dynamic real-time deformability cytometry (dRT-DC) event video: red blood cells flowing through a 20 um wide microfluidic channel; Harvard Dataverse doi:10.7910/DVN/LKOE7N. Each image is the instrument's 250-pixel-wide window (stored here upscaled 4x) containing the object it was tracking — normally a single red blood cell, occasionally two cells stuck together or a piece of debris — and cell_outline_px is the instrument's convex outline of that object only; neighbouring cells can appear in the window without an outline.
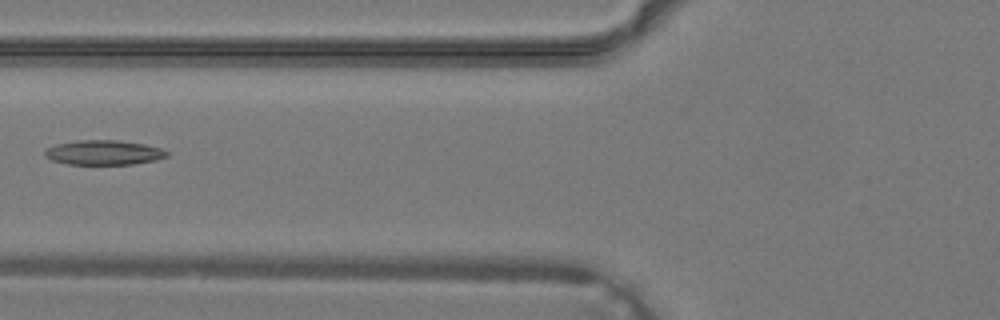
{"species": "common noctule bat (a hibernating species)", "species_latin": "Nyctalus noctula", "temperature_condition": "warm", "stored_images_in_passage": 33, "camera_frame_rate_fps": 3000, "um_per_image_px": 0.085, "animal": {"sex": "male", "body_mass_g": 19.2, "forearm_length_mm": 51.8}, "frame": {"image": 1, "passage_image": 10, "time_ms": 3.0, "image_size_px": [1000, 320], "cell_outline_px": [[168, 156], [156, 160], [132, 164], [68, 164], [52, 160], [44, 156], [44, 152], [48, 148], [56, 144], [76, 140], [116, 140], [144, 144], [160, 148], [168, 152]], "centroid_in_image_um": [8.81, 12.96], "position_along_channel_um": 117.0, "area_um2": 17.46}}
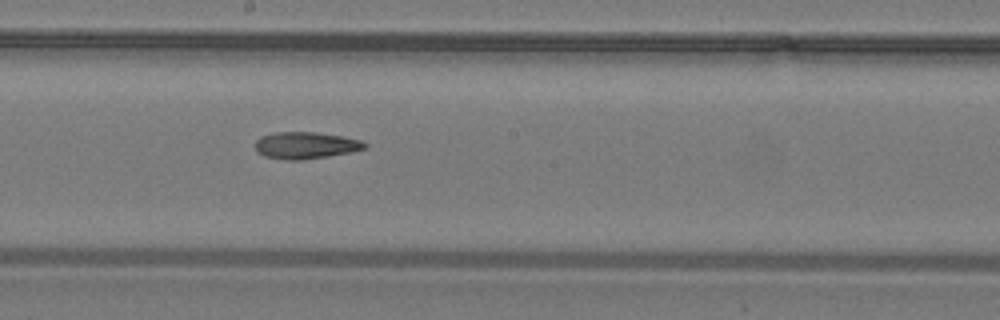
{"frame": {"image": 2, "passage_image": 16, "time_ms": 5.0, "image_size_px": [1000, 320], "cell_outline_px": [[368, 148], [352, 152], [328, 156], [300, 160], [284, 160], [264, 156], [256, 152], [256, 140], [260, 136], [276, 132], [312, 132], [340, 136], [360, 140], [368, 144]], "centroid_in_image_um": [25.97, 12.36], "position_along_channel_um": 222.2, "area_um2": 17.17}}
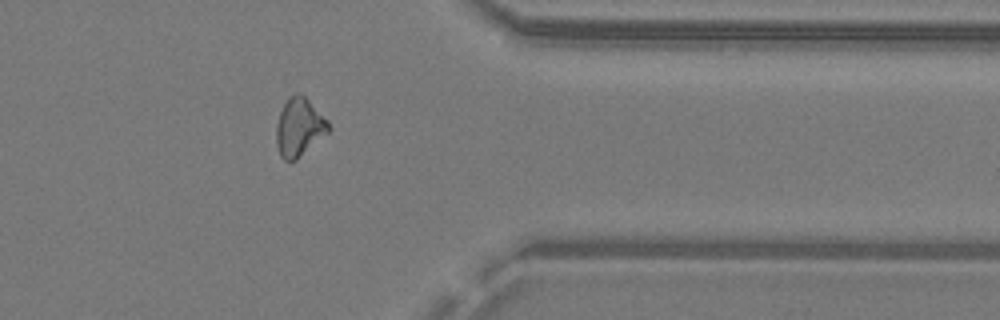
{"frame": {"image": 3, "passage_image": 26, "time_ms": 8.333, "image_size_px": [1000, 320], "cell_outline_px": [[332, 128], [328, 132], [296, 160], [284, 160], [280, 156], [276, 144], [276, 124], [280, 112], [288, 96], [304, 96], [328, 120]], "centroid_in_image_um": [25.43, 10.84], "position_along_channel_um": 386.0, "area_um2": 17.46}}